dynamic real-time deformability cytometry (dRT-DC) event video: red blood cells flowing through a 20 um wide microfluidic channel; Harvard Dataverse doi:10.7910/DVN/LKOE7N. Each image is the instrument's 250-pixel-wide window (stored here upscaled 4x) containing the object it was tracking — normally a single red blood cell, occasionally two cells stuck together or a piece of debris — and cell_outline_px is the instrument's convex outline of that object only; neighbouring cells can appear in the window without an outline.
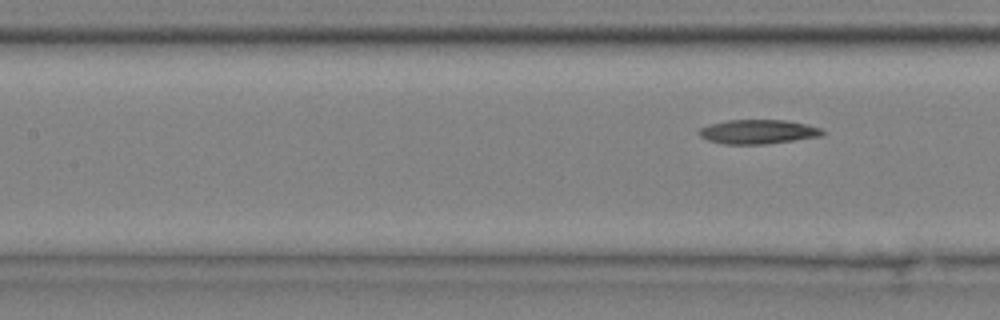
{"species": "common noctule bat (a hibernating species)", "species_latin": "Nyctalus noctula", "temperature_condition": "cold", "stored_images_in_passage": 8, "segment_of_instrument_passage": [2, 2], "camera_frame_rate_fps": 3000, "um_per_image_px": 0.085, "animal": {"sex": "male", "body_mass_g": 20.4}, "frame": {"image": 1, "passage_image": 8, "time_ms": 2.333, "image_size_px": [1000, 320], "cell_outline_px": [[824, 132], [820, 136], [764, 144], [724, 144], [708, 140], [700, 136], [696, 132], [700, 128], [708, 124], [728, 120], [788, 120], [820, 128]], "centroid_in_image_um": [64.36, 11.19], "position_along_channel_um": 143.0, "area_um2": 17.28}}